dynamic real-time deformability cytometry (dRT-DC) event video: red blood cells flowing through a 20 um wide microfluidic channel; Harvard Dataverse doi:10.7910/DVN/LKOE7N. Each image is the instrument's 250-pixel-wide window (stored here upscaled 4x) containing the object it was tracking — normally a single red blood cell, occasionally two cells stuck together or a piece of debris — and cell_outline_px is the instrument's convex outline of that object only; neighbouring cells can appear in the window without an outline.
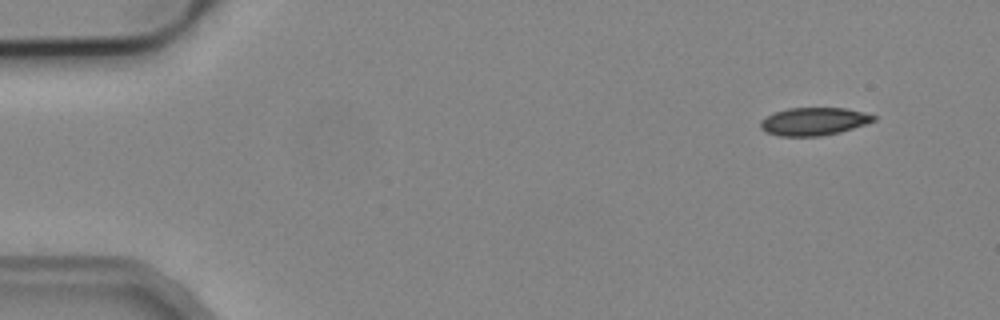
{"species": "common noctule bat (a hibernating species)", "species_latin": "Nyctalus noctula", "temperature_condition": "cold", "stored_images_in_passage": 4, "camera_frame_rate_fps": 3000, "um_per_image_px": 0.085, "animal": {"sex": "male", "body_mass_g": 19.2, "forearm_length_mm": 51.8}, "frame": {"image": 1, "passage_image": 1, "time_ms": 0.0, "image_size_px": [1000, 320], "cell_outline_px": [[876, 120], [840, 132], [820, 136], [780, 136], [768, 132], [760, 128], [760, 120], [776, 112], [788, 108], [844, 108], [864, 112], [876, 116]], "centroid_in_image_um": [69.18, 10.32], "position_along_channel_um": 15.8, "area_um2": 18.15}}